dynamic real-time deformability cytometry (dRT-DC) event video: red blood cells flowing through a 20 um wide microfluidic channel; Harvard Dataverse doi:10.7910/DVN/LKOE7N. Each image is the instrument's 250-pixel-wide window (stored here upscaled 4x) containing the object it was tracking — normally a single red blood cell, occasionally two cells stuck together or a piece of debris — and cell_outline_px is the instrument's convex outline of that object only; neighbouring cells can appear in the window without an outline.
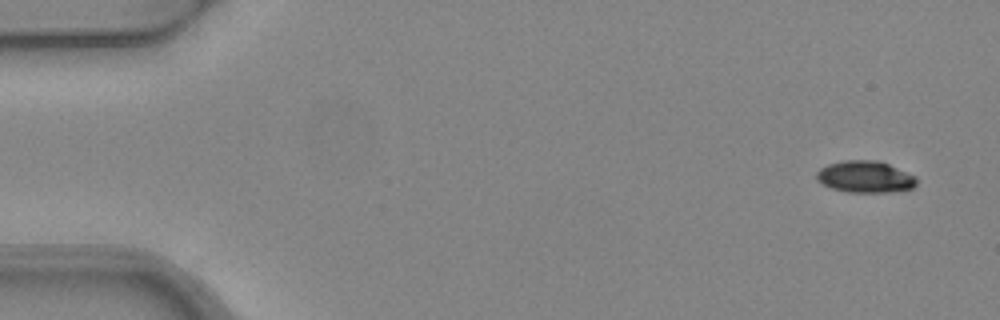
{"species": "common noctule bat (a hibernating species)", "species_latin": "Nyctalus noctula", "temperature_condition": "warm", "stored_images_in_passage": 5, "camera_frame_rate_fps": 3000, "um_per_image_px": 0.085, "animal": {"sex": "female", "body_mass_g": 24.6, "forearm_length_mm": 56.2}, "frame": {"image": 1, "passage_image": 1, "time_ms": 0.0, "image_size_px": [1000, 320], "cell_outline_px": [[916, 184], [912, 188], [888, 192], [848, 192], [832, 188], [816, 180], [816, 172], [820, 168], [828, 164], [844, 160], [876, 160], [888, 164], [916, 176]], "centroid_in_image_um": [73.52, 15.02], "position_along_channel_um": 11.5, "area_um2": 18.38}}
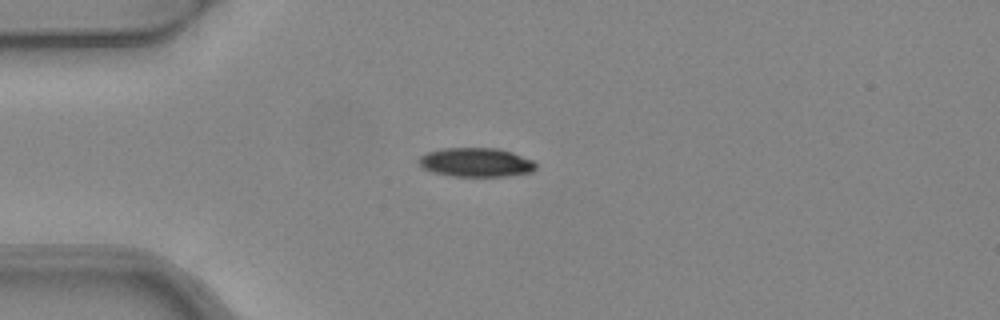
{"frame": {"image": 2, "passage_image": 3, "time_ms": 0.667, "image_size_px": [1000, 320], "cell_outline_px": [[536, 168], [532, 172], [508, 176], [452, 176], [432, 172], [424, 168], [416, 160], [420, 156], [428, 152], [444, 148], [496, 148], [512, 152], [532, 160], [536, 164]], "centroid_in_image_um": [40.46, 13.8], "position_along_channel_um": 44.5, "area_um2": 19.77}}
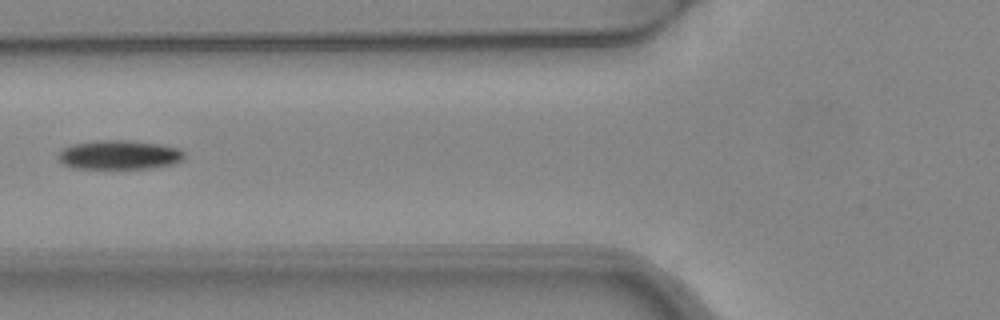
{"frame": {"image": 3, "passage_image": 5, "time_ms": 1.333, "image_size_px": [1000, 320], "cell_outline_px": [[184, 160], [172, 164], [152, 168], [72, 168], [64, 164], [56, 156], [64, 148], [72, 144], [96, 140], [128, 140], [160, 144], [180, 148], [184, 152]], "centroid_in_image_um": [10.16, 13.15], "position_along_channel_um": 115.6, "area_um2": 21.5}}